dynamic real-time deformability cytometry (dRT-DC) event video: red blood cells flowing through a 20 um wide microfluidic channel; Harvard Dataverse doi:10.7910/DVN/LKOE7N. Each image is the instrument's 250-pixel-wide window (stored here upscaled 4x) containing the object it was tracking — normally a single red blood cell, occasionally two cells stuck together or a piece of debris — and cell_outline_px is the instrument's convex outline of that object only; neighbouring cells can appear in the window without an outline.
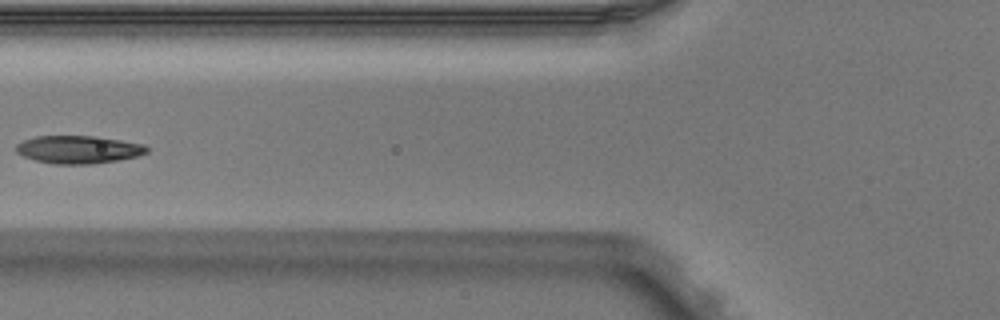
{"species": "Egyptian fruit bat (a non-hibernating species)", "species_latin": "Rousettus aegyptiacus", "temperature_condition": "warm", "stored_images_in_passage": 6, "camera_frame_rate_fps": 3000, "um_per_image_px": 0.085, "animal": {"sex": "male"}, "frame": {"image": 1, "passage_image": 5, "time_ms": 1.333, "image_size_px": [1000, 320], "cell_outline_px": [[148, 152], [136, 156], [116, 160], [92, 164], [52, 164], [36, 160], [24, 156], [16, 152], [16, 144], [24, 140], [36, 136], [96, 136], [144, 144], [148, 148]], "centroid_in_image_um": [6.65, 12.71], "position_along_channel_um": 119.1, "area_um2": 21.1}}
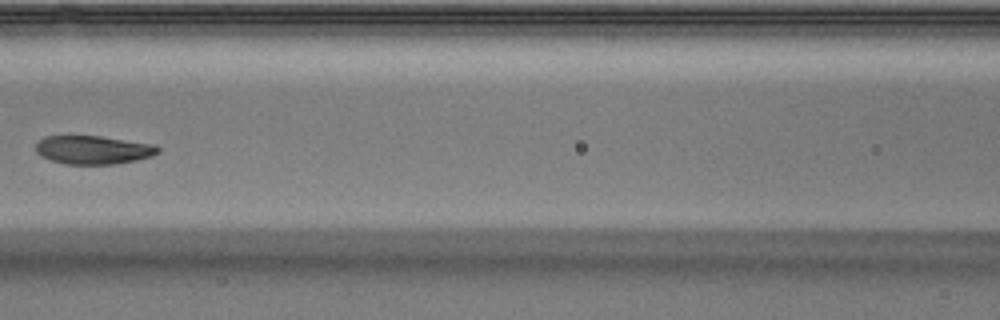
{"frame": {"image": 2, "passage_image": 6, "time_ms": 1.667, "image_size_px": [1000, 320], "cell_outline_px": [[160, 152], [152, 156], [136, 160], [116, 164], [64, 164], [40, 156], [36, 152], [36, 144], [44, 136], [100, 136], [156, 144], [160, 148]], "centroid_in_image_um": [7.95, 12.74], "position_along_channel_um": 158.6, "area_um2": 20.4}}